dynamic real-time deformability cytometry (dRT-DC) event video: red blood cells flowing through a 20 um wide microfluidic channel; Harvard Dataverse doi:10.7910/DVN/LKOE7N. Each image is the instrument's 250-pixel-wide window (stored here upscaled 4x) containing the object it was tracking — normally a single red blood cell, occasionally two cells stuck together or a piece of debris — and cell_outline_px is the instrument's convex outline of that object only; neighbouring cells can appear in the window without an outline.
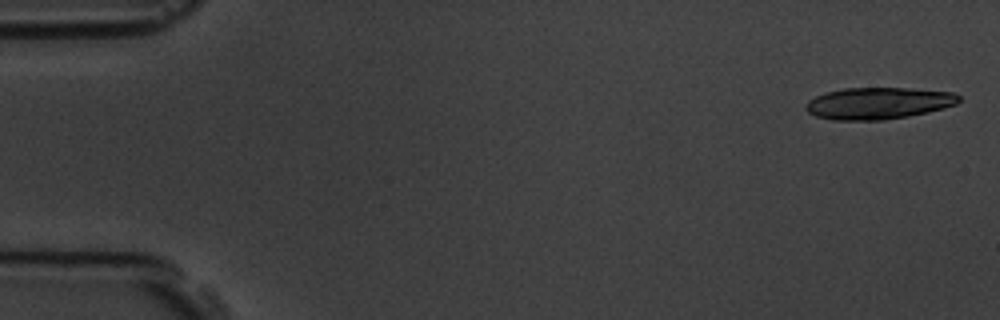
{"species": "common noctule bat (a hibernating species)", "species_latin": "Nyctalus noctula", "temperature_condition": "room temperature", "stored_images_in_passage": 6, "segment_of_instrument_passage": [1, 2], "camera_frame_rate_fps": 3000, "um_per_image_px": 0.085, "animal": {"sex": "male", "body_mass_g": 19.5, "forearm_length_mm": 54.6}, "frame": {"image": 1, "passage_image": 1, "time_ms": 0.0, "image_size_px": [1000, 320], "cell_outline_px": [[960, 100], [956, 104], [944, 108], [928, 112], [908, 116], [884, 120], [832, 120], [816, 116], [808, 112], [804, 108], [804, 104], [808, 100], [816, 96], [828, 92], [844, 88], [908, 88], [952, 92], [960, 96]], "centroid_in_image_um": [74.64, 8.78], "position_along_channel_um": 10.4, "area_um2": 28.38}}
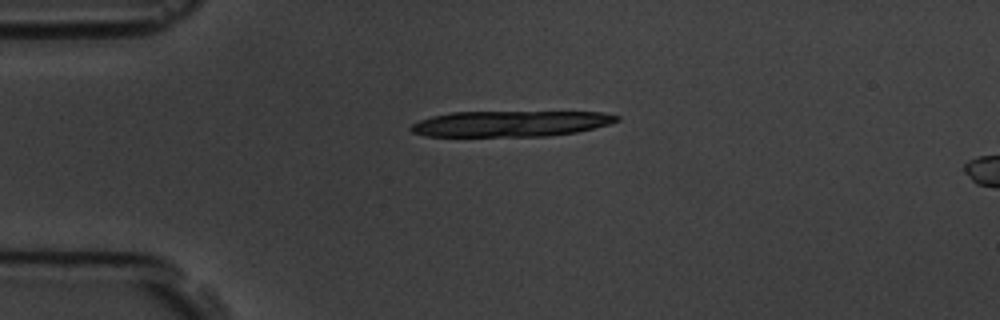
{"frame": {"image": 2, "passage_image": 4, "time_ms": 3.667, "image_size_px": [1000, 320], "cell_outline_px": [[620, 120], [608, 124], [576, 132], [548, 136], [424, 136], [412, 132], [408, 128], [412, 124], [420, 120], [432, 116], [452, 112], [604, 112], [620, 116]], "centroid_in_image_um": [43.38, 10.51], "position_along_channel_um": 41.6, "area_um2": 30.92}}